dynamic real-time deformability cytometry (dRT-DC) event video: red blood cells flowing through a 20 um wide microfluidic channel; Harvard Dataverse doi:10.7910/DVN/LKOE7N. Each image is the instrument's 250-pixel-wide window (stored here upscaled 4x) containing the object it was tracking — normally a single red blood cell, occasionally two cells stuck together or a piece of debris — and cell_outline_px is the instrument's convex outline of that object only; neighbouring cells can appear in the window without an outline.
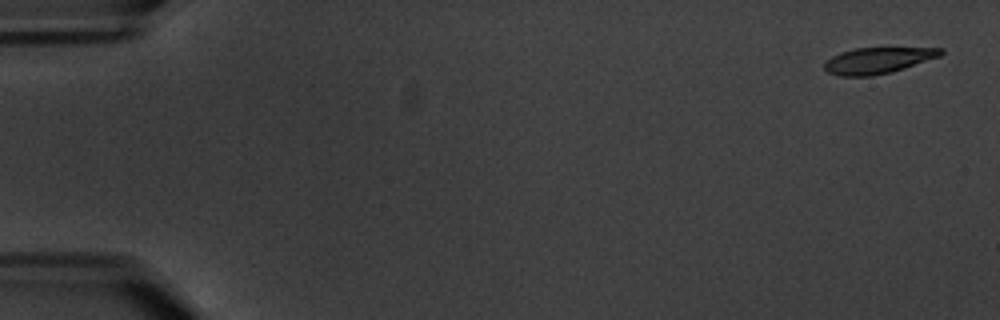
{"species": "common noctule bat (a hibernating species)", "species_latin": "Nyctalus noctula", "temperature_condition": "warm", "stored_images_in_passage": 6, "camera_frame_rate_fps": 3000, "um_per_image_px": 0.085, "animal": {"sex": "male", "body_mass_g": 20.1, "forearm_length_mm": 53.5}, "frame": {"image": 1, "passage_image": 1, "time_ms": 0.0, "image_size_px": [1000, 320], "cell_outline_px": [[944, 52], [940, 56], [892, 72], [872, 76], [840, 76], [828, 72], [824, 68], [824, 64], [832, 56], [840, 52], [856, 48], [944, 48]], "centroid_in_image_um": [74.61, 5.14], "position_along_channel_um": 10.4, "area_um2": 17.57}}
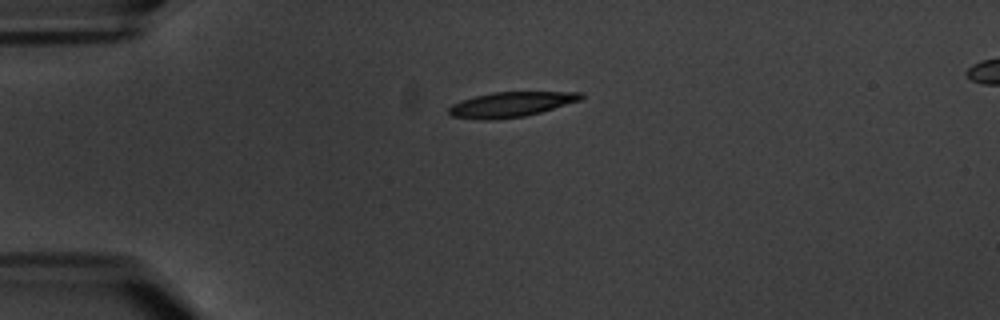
{"frame": {"image": 2, "passage_image": 4, "time_ms": 4.333, "image_size_px": [1000, 320], "cell_outline_px": [[584, 96], [580, 100], [540, 112], [524, 116], [492, 120], [484, 120], [452, 116], [448, 112], [448, 108], [452, 104], [460, 100], [492, 92], [580, 92]], "centroid_in_image_um": [43.39, 8.87], "position_along_channel_um": 41.6, "area_um2": 19.07}}